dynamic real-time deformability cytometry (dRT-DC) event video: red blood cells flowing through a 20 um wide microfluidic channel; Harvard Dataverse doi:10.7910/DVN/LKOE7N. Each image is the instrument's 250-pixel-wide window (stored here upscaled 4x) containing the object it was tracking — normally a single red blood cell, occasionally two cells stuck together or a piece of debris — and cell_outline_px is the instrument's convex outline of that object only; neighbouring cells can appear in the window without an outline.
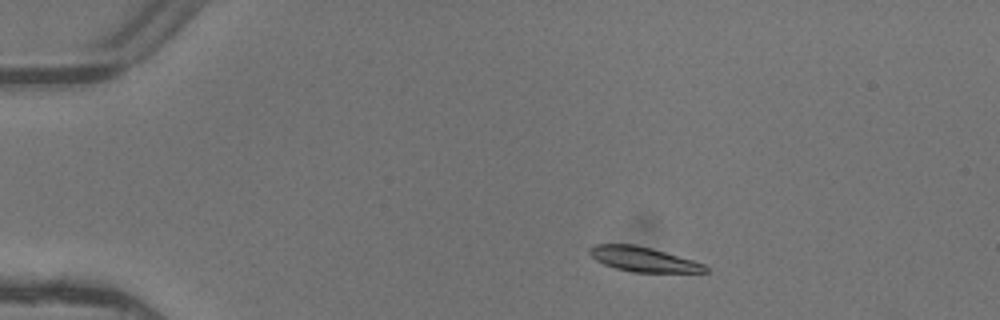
{"species": "common noctule bat (a hibernating species)", "species_latin": "Nyctalus noctula", "temperature_condition": "warm", "stored_images_in_passage": 4, "camera_frame_rate_fps": 3000, "um_per_image_px": 0.085, "animal": {"sex": "female"}, "frame": {"image": 1, "passage_image": 1, "time_ms": 0.0, "image_size_px": [1000, 320], "cell_outline_px": [[708, 272], [632, 272], [616, 268], [604, 264], [596, 260], [588, 252], [588, 248], [592, 244], [636, 244], [652, 248], [692, 260], [704, 264], [708, 268]], "centroid_in_image_um": [54.64, 22.02], "position_along_channel_um": 30.4, "area_um2": 16.65}}
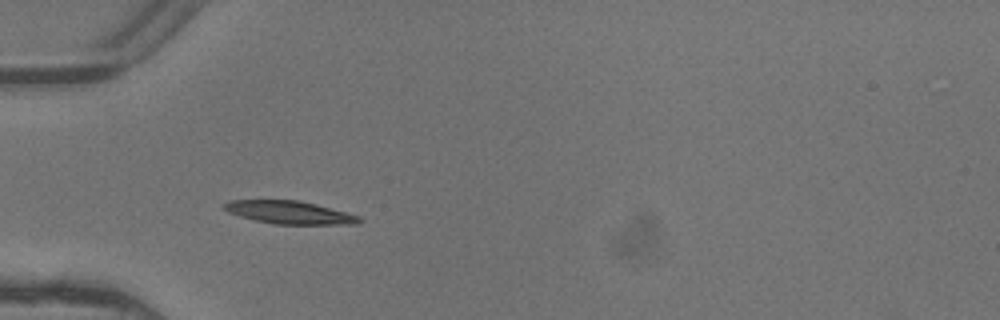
{"frame": {"image": 2, "passage_image": 3, "time_ms": 0.667, "image_size_px": [1000, 320], "cell_outline_px": [[364, 220], [356, 224], [276, 224], [256, 220], [240, 216], [228, 212], [220, 204], [228, 200], [300, 200], [316, 204], [360, 216]], "centroid_in_image_um": [24.6, 18.05], "position_along_channel_um": 60.4, "area_um2": 18.03}}
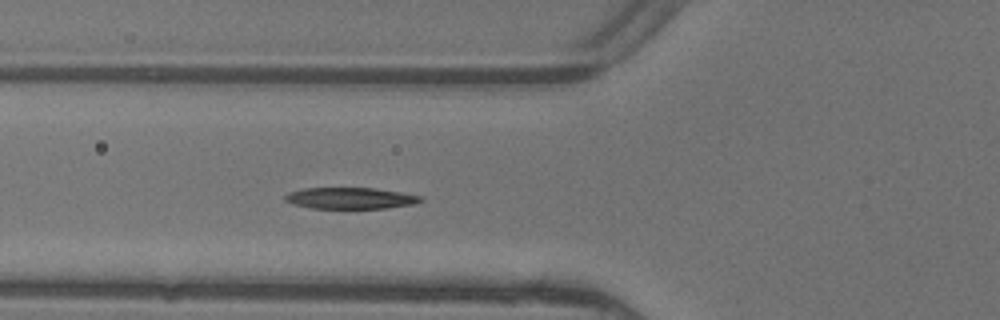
{"frame": {"image": 3, "passage_image": 4, "time_ms": 1.0, "image_size_px": [1000, 320], "cell_outline_px": [[424, 200], [416, 204], [388, 208], [312, 208], [292, 204], [284, 200], [284, 196], [288, 192], [304, 188], [376, 188], [400, 192], [420, 196]], "centroid_in_image_um": [29.78, 16.84], "position_along_channel_um": 96.0, "area_um2": 16.94}}